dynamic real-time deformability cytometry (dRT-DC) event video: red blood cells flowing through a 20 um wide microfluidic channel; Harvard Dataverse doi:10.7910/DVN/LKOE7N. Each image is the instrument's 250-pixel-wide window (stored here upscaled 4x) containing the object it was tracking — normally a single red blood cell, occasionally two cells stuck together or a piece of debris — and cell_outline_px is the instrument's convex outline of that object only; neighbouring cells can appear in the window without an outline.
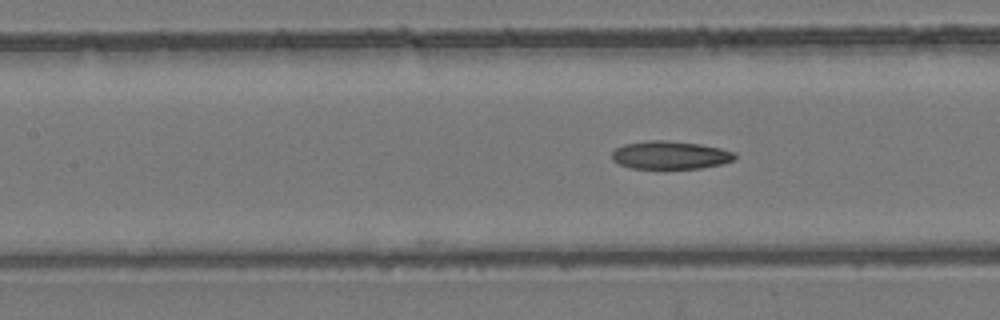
{"species": "common noctule bat (a hibernating species)", "species_latin": "Nyctalus noctula", "temperature_condition": "room temperature", "stored_images_in_passage": 14, "camera_frame_rate_fps": 3000, "um_per_image_px": 0.085, "animal": {"sex": "female", "body_mass_g": 24.6, "forearm_length_mm": 56.2}, "frame": {"image": 1, "passage_image": 14, "time_ms": 4.333, "image_size_px": [1000, 320], "cell_outline_px": [[736, 160], [724, 164], [700, 168], [632, 168], [620, 164], [612, 160], [612, 152], [616, 148], [624, 144], [648, 140], [664, 140], [700, 144], [720, 148], [736, 152]], "centroid_in_image_um": [57.01, 13.18], "position_along_channel_um": 150.4, "area_um2": 20.17}}